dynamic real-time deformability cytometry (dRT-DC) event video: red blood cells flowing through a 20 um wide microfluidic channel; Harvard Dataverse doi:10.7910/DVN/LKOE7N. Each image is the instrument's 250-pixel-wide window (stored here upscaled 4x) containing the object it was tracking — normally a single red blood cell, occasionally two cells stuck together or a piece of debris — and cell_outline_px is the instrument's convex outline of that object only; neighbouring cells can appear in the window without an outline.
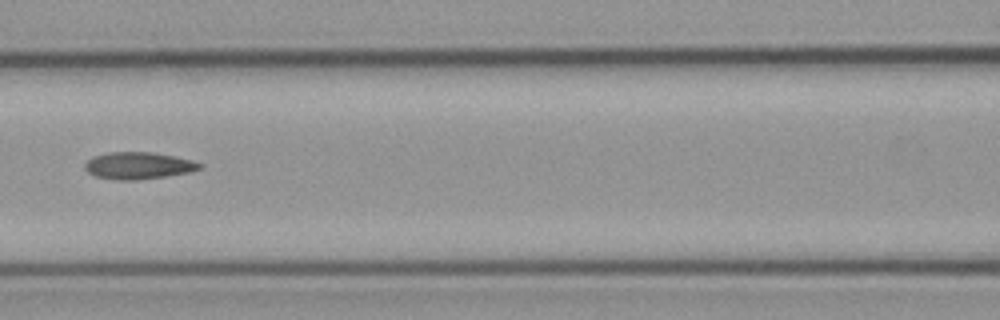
{"species": "common noctule bat (a hibernating species)", "species_latin": "Nyctalus noctula", "temperature_condition": "cold", "stored_images_in_passage": 7, "camera_frame_rate_fps": 3000, "um_per_image_px": 0.085, "animal": {"sex": "male", "body_mass_g": 23.1, "forearm_length_mm": 52.7}, "frame": {"image": 1, "passage_image": 7, "time_ms": 7.667, "image_size_px": [1000, 320], "cell_outline_px": [[204, 164], [200, 168], [188, 172], [164, 176], [136, 180], [116, 180], [96, 176], [88, 172], [84, 168], [84, 164], [88, 160], [96, 156], [108, 152], [152, 152], [192, 160]], "centroid_in_image_um": [11.74, 14.07], "position_along_channel_um": 154.9, "area_um2": 17.8}}